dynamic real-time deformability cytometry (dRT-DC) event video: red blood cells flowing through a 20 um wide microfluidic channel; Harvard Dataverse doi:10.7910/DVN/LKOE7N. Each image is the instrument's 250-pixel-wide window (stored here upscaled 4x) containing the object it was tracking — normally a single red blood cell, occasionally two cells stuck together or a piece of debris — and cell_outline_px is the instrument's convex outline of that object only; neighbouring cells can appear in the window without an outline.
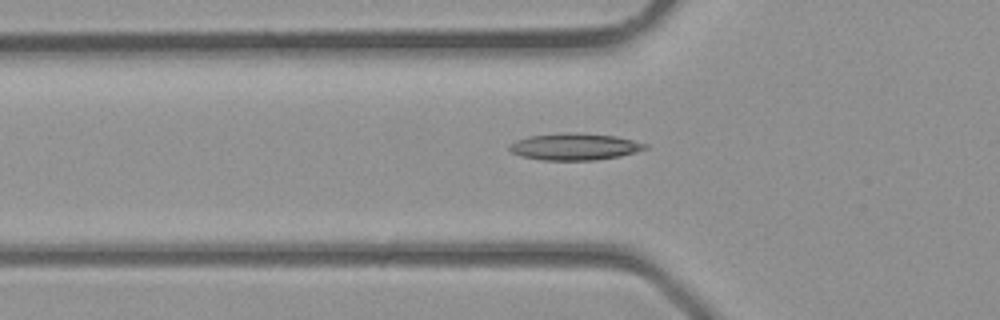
{"species": "common noctule bat (a hibernating species)", "species_latin": "Nyctalus noctula", "temperature_condition": "room temperature", "stored_images_in_passage": 4, "segment_of_instrument_passage": [2, 2], "camera_frame_rate_fps": 3000, "um_per_image_px": 0.085, "animal": {"sex": "male", "body_mass_g": 23.1, "forearm_length_mm": 52.7}, "frame": {"image": 1, "passage_image": 4, "time_ms": 1.0, "image_size_px": [1000, 320], "cell_outline_px": [[648, 148], [636, 152], [620, 156], [592, 160], [544, 160], [520, 156], [512, 152], [508, 148], [508, 144], [516, 140], [532, 136], [616, 136], [648, 144]], "centroid_in_image_um": [48.85, 12.53], "position_along_channel_um": 76.9, "area_um2": 19.83}}